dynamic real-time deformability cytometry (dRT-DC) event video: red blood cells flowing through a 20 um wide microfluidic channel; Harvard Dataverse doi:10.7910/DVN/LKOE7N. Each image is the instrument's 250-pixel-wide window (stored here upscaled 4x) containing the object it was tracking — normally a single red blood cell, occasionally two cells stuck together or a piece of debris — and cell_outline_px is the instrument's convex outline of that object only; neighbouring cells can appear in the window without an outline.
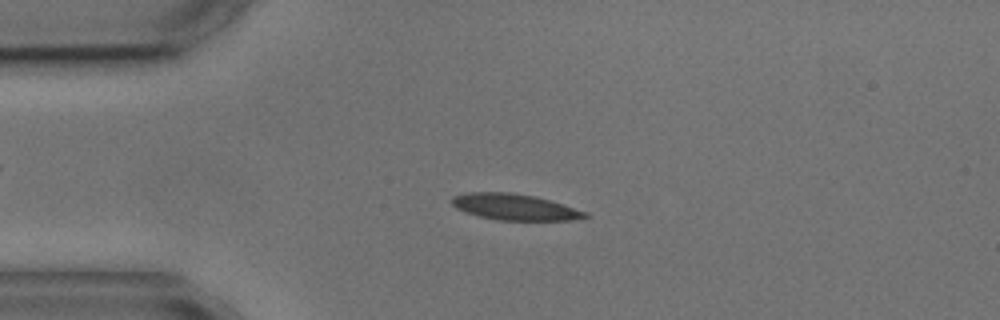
{"species": "common noctule bat (a hibernating species)", "species_latin": "Nyctalus noctula", "temperature_condition": "cold", "stored_images_in_passage": 3, "camera_frame_rate_fps": 3000, "um_per_image_px": 0.085, "animal": {"sex": "male", "body_mass_g": 17.9, "forearm_length_mm": 54.2}, "frame": {"image": 1, "passage_image": 2, "time_ms": 1.333, "image_size_px": [1000, 320], "cell_outline_px": [[588, 216], [568, 220], [496, 220], [480, 216], [456, 208], [452, 204], [452, 196], [468, 192], [512, 192], [536, 196], [564, 204], [588, 212]], "centroid_in_image_um": [43.75, 17.58], "position_along_channel_um": 41.2, "area_um2": 20.23}}